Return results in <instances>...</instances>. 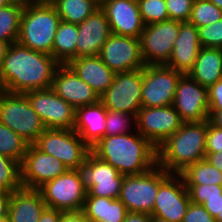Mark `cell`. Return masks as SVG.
Instances as JSON below:
<instances>
[{
    "instance_id": "34",
    "label": "cell",
    "mask_w": 222,
    "mask_h": 222,
    "mask_svg": "<svg viewBox=\"0 0 222 222\" xmlns=\"http://www.w3.org/2000/svg\"><path fill=\"white\" fill-rule=\"evenodd\" d=\"M222 18V10L209 0H194L189 23L197 28L211 25Z\"/></svg>"
},
{
    "instance_id": "49",
    "label": "cell",
    "mask_w": 222,
    "mask_h": 222,
    "mask_svg": "<svg viewBox=\"0 0 222 222\" xmlns=\"http://www.w3.org/2000/svg\"><path fill=\"white\" fill-rule=\"evenodd\" d=\"M209 122L219 128L222 129V110L221 111H209Z\"/></svg>"
},
{
    "instance_id": "46",
    "label": "cell",
    "mask_w": 222,
    "mask_h": 222,
    "mask_svg": "<svg viewBox=\"0 0 222 222\" xmlns=\"http://www.w3.org/2000/svg\"><path fill=\"white\" fill-rule=\"evenodd\" d=\"M124 222H152V216L146 213L128 212Z\"/></svg>"
},
{
    "instance_id": "45",
    "label": "cell",
    "mask_w": 222,
    "mask_h": 222,
    "mask_svg": "<svg viewBox=\"0 0 222 222\" xmlns=\"http://www.w3.org/2000/svg\"><path fill=\"white\" fill-rule=\"evenodd\" d=\"M62 211L46 207L38 222H59Z\"/></svg>"
},
{
    "instance_id": "1",
    "label": "cell",
    "mask_w": 222,
    "mask_h": 222,
    "mask_svg": "<svg viewBox=\"0 0 222 222\" xmlns=\"http://www.w3.org/2000/svg\"><path fill=\"white\" fill-rule=\"evenodd\" d=\"M59 65L50 54L16 42L9 46L3 58L0 80L4 90L11 93L48 89Z\"/></svg>"
},
{
    "instance_id": "4",
    "label": "cell",
    "mask_w": 222,
    "mask_h": 222,
    "mask_svg": "<svg viewBox=\"0 0 222 222\" xmlns=\"http://www.w3.org/2000/svg\"><path fill=\"white\" fill-rule=\"evenodd\" d=\"M61 22L51 3L24 5L18 43L52 56L54 36Z\"/></svg>"
},
{
    "instance_id": "29",
    "label": "cell",
    "mask_w": 222,
    "mask_h": 222,
    "mask_svg": "<svg viewBox=\"0 0 222 222\" xmlns=\"http://www.w3.org/2000/svg\"><path fill=\"white\" fill-rule=\"evenodd\" d=\"M62 21L80 24L100 7L96 0H52Z\"/></svg>"
},
{
    "instance_id": "14",
    "label": "cell",
    "mask_w": 222,
    "mask_h": 222,
    "mask_svg": "<svg viewBox=\"0 0 222 222\" xmlns=\"http://www.w3.org/2000/svg\"><path fill=\"white\" fill-rule=\"evenodd\" d=\"M46 129H73L76 109L51 88L25 93Z\"/></svg>"
},
{
    "instance_id": "42",
    "label": "cell",
    "mask_w": 222,
    "mask_h": 222,
    "mask_svg": "<svg viewBox=\"0 0 222 222\" xmlns=\"http://www.w3.org/2000/svg\"><path fill=\"white\" fill-rule=\"evenodd\" d=\"M209 111L222 110V78L208 88Z\"/></svg>"
},
{
    "instance_id": "9",
    "label": "cell",
    "mask_w": 222,
    "mask_h": 222,
    "mask_svg": "<svg viewBox=\"0 0 222 222\" xmlns=\"http://www.w3.org/2000/svg\"><path fill=\"white\" fill-rule=\"evenodd\" d=\"M46 207L62 212L80 211L84 206L87 189L81 184L75 169H68L38 189Z\"/></svg>"
},
{
    "instance_id": "43",
    "label": "cell",
    "mask_w": 222,
    "mask_h": 222,
    "mask_svg": "<svg viewBox=\"0 0 222 222\" xmlns=\"http://www.w3.org/2000/svg\"><path fill=\"white\" fill-rule=\"evenodd\" d=\"M202 205L216 222H222V194L221 197L207 198V201Z\"/></svg>"
},
{
    "instance_id": "52",
    "label": "cell",
    "mask_w": 222,
    "mask_h": 222,
    "mask_svg": "<svg viewBox=\"0 0 222 222\" xmlns=\"http://www.w3.org/2000/svg\"><path fill=\"white\" fill-rule=\"evenodd\" d=\"M214 5H216L220 10H222V0H209Z\"/></svg>"
},
{
    "instance_id": "41",
    "label": "cell",
    "mask_w": 222,
    "mask_h": 222,
    "mask_svg": "<svg viewBox=\"0 0 222 222\" xmlns=\"http://www.w3.org/2000/svg\"><path fill=\"white\" fill-rule=\"evenodd\" d=\"M222 151V129L213 126L207 120L206 153Z\"/></svg>"
},
{
    "instance_id": "55",
    "label": "cell",
    "mask_w": 222,
    "mask_h": 222,
    "mask_svg": "<svg viewBox=\"0 0 222 222\" xmlns=\"http://www.w3.org/2000/svg\"><path fill=\"white\" fill-rule=\"evenodd\" d=\"M152 222H170V221L164 220V219H159V218H156V217H152Z\"/></svg>"
},
{
    "instance_id": "37",
    "label": "cell",
    "mask_w": 222,
    "mask_h": 222,
    "mask_svg": "<svg viewBox=\"0 0 222 222\" xmlns=\"http://www.w3.org/2000/svg\"><path fill=\"white\" fill-rule=\"evenodd\" d=\"M197 29L201 47L222 49V18L211 25Z\"/></svg>"
},
{
    "instance_id": "26",
    "label": "cell",
    "mask_w": 222,
    "mask_h": 222,
    "mask_svg": "<svg viewBox=\"0 0 222 222\" xmlns=\"http://www.w3.org/2000/svg\"><path fill=\"white\" fill-rule=\"evenodd\" d=\"M188 75L207 89L215 84L222 78V49L202 47Z\"/></svg>"
},
{
    "instance_id": "54",
    "label": "cell",
    "mask_w": 222,
    "mask_h": 222,
    "mask_svg": "<svg viewBox=\"0 0 222 222\" xmlns=\"http://www.w3.org/2000/svg\"><path fill=\"white\" fill-rule=\"evenodd\" d=\"M0 222H10L9 216H0Z\"/></svg>"
},
{
    "instance_id": "33",
    "label": "cell",
    "mask_w": 222,
    "mask_h": 222,
    "mask_svg": "<svg viewBox=\"0 0 222 222\" xmlns=\"http://www.w3.org/2000/svg\"><path fill=\"white\" fill-rule=\"evenodd\" d=\"M21 188L20 163L0 155V191L12 193Z\"/></svg>"
},
{
    "instance_id": "13",
    "label": "cell",
    "mask_w": 222,
    "mask_h": 222,
    "mask_svg": "<svg viewBox=\"0 0 222 222\" xmlns=\"http://www.w3.org/2000/svg\"><path fill=\"white\" fill-rule=\"evenodd\" d=\"M183 124L173 105L141 107L136 116V131L156 148L172 136Z\"/></svg>"
},
{
    "instance_id": "24",
    "label": "cell",
    "mask_w": 222,
    "mask_h": 222,
    "mask_svg": "<svg viewBox=\"0 0 222 222\" xmlns=\"http://www.w3.org/2000/svg\"><path fill=\"white\" fill-rule=\"evenodd\" d=\"M67 65L86 82L99 97L112 84L115 73L102 61L99 55L82 56L70 60Z\"/></svg>"
},
{
    "instance_id": "51",
    "label": "cell",
    "mask_w": 222,
    "mask_h": 222,
    "mask_svg": "<svg viewBox=\"0 0 222 222\" xmlns=\"http://www.w3.org/2000/svg\"><path fill=\"white\" fill-rule=\"evenodd\" d=\"M15 2H19L23 5L27 4H46V3H51L52 0H13Z\"/></svg>"
},
{
    "instance_id": "23",
    "label": "cell",
    "mask_w": 222,
    "mask_h": 222,
    "mask_svg": "<svg viewBox=\"0 0 222 222\" xmlns=\"http://www.w3.org/2000/svg\"><path fill=\"white\" fill-rule=\"evenodd\" d=\"M107 108L99 100L76 108L74 130L91 148L105 135Z\"/></svg>"
},
{
    "instance_id": "36",
    "label": "cell",
    "mask_w": 222,
    "mask_h": 222,
    "mask_svg": "<svg viewBox=\"0 0 222 222\" xmlns=\"http://www.w3.org/2000/svg\"><path fill=\"white\" fill-rule=\"evenodd\" d=\"M145 25L170 20L165 0H137Z\"/></svg>"
},
{
    "instance_id": "40",
    "label": "cell",
    "mask_w": 222,
    "mask_h": 222,
    "mask_svg": "<svg viewBox=\"0 0 222 222\" xmlns=\"http://www.w3.org/2000/svg\"><path fill=\"white\" fill-rule=\"evenodd\" d=\"M183 222H216L203 205L190 202Z\"/></svg>"
},
{
    "instance_id": "53",
    "label": "cell",
    "mask_w": 222,
    "mask_h": 222,
    "mask_svg": "<svg viewBox=\"0 0 222 222\" xmlns=\"http://www.w3.org/2000/svg\"><path fill=\"white\" fill-rule=\"evenodd\" d=\"M12 2L13 0H0V7L6 6Z\"/></svg>"
},
{
    "instance_id": "48",
    "label": "cell",
    "mask_w": 222,
    "mask_h": 222,
    "mask_svg": "<svg viewBox=\"0 0 222 222\" xmlns=\"http://www.w3.org/2000/svg\"><path fill=\"white\" fill-rule=\"evenodd\" d=\"M205 159L222 172V151L218 153H206Z\"/></svg>"
},
{
    "instance_id": "50",
    "label": "cell",
    "mask_w": 222,
    "mask_h": 222,
    "mask_svg": "<svg viewBox=\"0 0 222 222\" xmlns=\"http://www.w3.org/2000/svg\"><path fill=\"white\" fill-rule=\"evenodd\" d=\"M9 46L10 44L8 42L0 39V69H1V64L3 62V58L6 56Z\"/></svg>"
},
{
    "instance_id": "8",
    "label": "cell",
    "mask_w": 222,
    "mask_h": 222,
    "mask_svg": "<svg viewBox=\"0 0 222 222\" xmlns=\"http://www.w3.org/2000/svg\"><path fill=\"white\" fill-rule=\"evenodd\" d=\"M33 144L56 157L68 169H76L91 151L74 129H46Z\"/></svg>"
},
{
    "instance_id": "32",
    "label": "cell",
    "mask_w": 222,
    "mask_h": 222,
    "mask_svg": "<svg viewBox=\"0 0 222 222\" xmlns=\"http://www.w3.org/2000/svg\"><path fill=\"white\" fill-rule=\"evenodd\" d=\"M29 143L9 127L0 123V155L22 162Z\"/></svg>"
},
{
    "instance_id": "38",
    "label": "cell",
    "mask_w": 222,
    "mask_h": 222,
    "mask_svg": "<svg viewBox=\"0 0 222 222\" xmlns=\"http://www.w3.org/2000/svg\"><path fill=\"white\" fill-rule=\"evenodd\" d=\"M192 203L202 205L207 198L221 197L222 185H186Z\"/></svg>"
},
{
    "instance_id": "57",
    "label": "cell",
    "mask_w": 222,
    "mask_h": 222,
    "mask_svg": "<svg viewBox=\"0 0 222 222\" xmlns=\"http://www.w3.org/2000/svg\"><path fill=\"white\" fill-rule=\"evenodd\" d=\"M99 4L102 2V1H104V0H96Z\"/></svg>"
},
{
    "instance_id": "47",
    "label": "cell",
    "mask_w": 222,
    "mask_h": 222,
    "mask_svg": "<svg viewBox=\"0 0 222 222\" xmlns=\"http://www.w3.org/2000/svg\"><path fill=\"white\" fill-rule=\"evenodd\" d=\"M11 193L0 191V216H9V202Z\"/></svg>"
},
{
    "instance_id": "21",
    "label": "cell",
    "mask_w": 222,
    "mask_h": 222,
    "mask_svg": "<svg viewBox=\"0 0 222 222\" xmlns=\"http://www.w3.org/2000/svg\"><path fill=\"white\" fill-rule=\"evenodd\" d=\"M77 26L76 58L99 55L111 34L109 22L103 10L99 7Z\"/></svg>"
},
{
    "instance_id": "22",
    "label": "cell",
    "mask_w": 222,
    "mask_h": 222,
    "mask_svg": "<svg viewBox=\"0 0 222 222\" xmlns=\"http://www.w3.org/2000/svg\"><path fill=\"white\" fill-rule=\"evenodd\" d=\"M201 48L197 27L189 22H180L179 34L166 66L188 74Z\"/></svg>"
},
{
    "instance_id": "35",
    "label": "cell",
    "mask_w": 222,
    "mask_h": 222,
    "mask_svg": "<svg viewBox=\"0 0 222 222\" xmlns=\"http://www.w3.org/2000/svg\"><path fill=\"white\" fill-rule=\"evenodd\" d=\"M105 125L106 130L104 136L131 133L136 129V117L126 112L107 110Z\"/></svg>"
},
{
    "instance_id": "3",
    "label": "cell",
    "mask_w": 222,
    "mask_h": 222,
    "mask_svg": "<svg viewBox=\"0 0 222 222\" xmlns=\"http://www.w3.org/2000/svg\"><path fill=\"white\" fill-rule=\"evenodd\" d=\"M207 120L183 122L181 127L157 147V165L170 174H180L206 157Z\"/></svg>"
},
{
    "instance_id": "7",
    "label": "cell",
    "mask_w": 222,
    "mask_h": 222,
    "mask_svg": "<svg viewBox=\"0 0 222 222\" xmlns=\"http://www.w3.org/2000/svg\"><path fill=\"white\" fill-rule=\"evenodd\" d=\"M75 170L81 184L87 189V196L119 198L125 175L91 151Z\"/></svg>"
},
{
    "instance_id": "17",
    "label": "cell",
    "mask_w": 222,
    "mask_h": 222,
    "mask_svg": "<svg viewBox=\"0 0 222 222\" xmlns=\"http://www.w3.org/2000/svg\"><path fill=\"white\" fill-rule=\"evenodd\" d=\"M21 184L23 188L39 189L46 182L65 173L68 168L56 157L40 151L29 144L20 163Z\"/></svg>"
},
{
    "instance_id": "6",
    "label": "cell",
    "mask_w": 222,
    "mask_h": 222,
    "mask_svg": "<svg viewBox=\"0 0 222 222\" xmlns=\"http://www.w3.org/2000/svg\"><path fill=\"white\" fill-rule=\"evenodd\" d=\"M170 175L159 165L149 171L125 176L119 199L128 212L152 214L159 185Z\"/></svg>"
},
{
    "instance_id": "30",
    "label": "cell",
    "mask_w": 222,
    "mask_h": 222,
    "mask_svg": "<svg viewBox=\"0 0 222 222\" xmlns=\"http://www.w3.org/2000/svg\"><path fill=\"white\" fill-rule=\"evenodd\" d=\"M24 5L13 1L0 7V39L10 45L18 41Z\"/></svg>"
},
{
    "instance_id": "11",
    "label": "cell",
    "mask_w": 222,
    "mask_h": 222,
    "mask_svg": "<svg viewBox=\"0 0 222 222\" xmlns=\"http://www.w3.org/2000/svg\"><path fill=\"white\" fill-rule=\"evenodd\" d=\"M183 73L166 65H146L143 68L142 107L173 105L178 81Z\"/></svg>"
},
{
    "instance_id": "28",
    "label": "cell",
    "mask_w": 222,
    "mask_h": 222,
    "mask_svg": "<svg viewBox=\"0 0 222 222\" xmlns=\"http://www.w3.org/2000/svg\"><path fill=\"white\" fill-rule=\"evenodd\" d=\"M78 37L77 24L62 21L54 36L52 57L59 64H67L76 58V42Z\"/></svg>"
},
{
    "instance_id": "16",
    "label": "cell",
    "mask_w": 222,
    "mask_h": 222,
    "mask_svg": "<svg viewBox=\"0 0 222 222\" xmlns=\"http://www.w3.org/2000/svg\"><path fill=\"white\" fill-rule=\"evenodd\" d=\"M190 202L183 177L170 174L159 185L151 216L170 222H183Z\"/></svg>"
},
{
    "instance_id": "2",
    "label": "cell",
    "mask_w": 222,
    "mask_h": 222,
    "mask_svg": "<svg viewBox=\"0 0 222 222\" xmlns=\"http://www.w3.org/2000/svg\"><path fill=\"white\" fill-rule=\"evenodd\" d=\"M90 150L125 176L145 173L157 165V148L136 129L131 133L104 136Z\"/></svg>"
},
{
    "instance_id": "44",
    "label": "cell",
    "mask_w": 222,
    "mask_h": 222,
    "mask_svg": "<svg viewBox=\"0 0 222 222\" xmlns=\"http://www.w3.org/2000/svg\"><path fill=\"white\" fill-rule=\"evenodd\" d=\"M59 222H91L83 213L80 211L62 212Z\"/></svg>"
},
{
    "instance_id": "12",
    "label": "cell",
    "mask_w": 222,
    "mask_h": 222,
    "mask_svg": "<svg viewBox=\"0 0 222 222\" xmlns=\"http://www.w3.org/2000/svg\"><path fill=\"white\" fill-rule=\"evenodd\" d=\"M180 21L167 20L145 25L141 33V54L146 65H166L179 34Z\"/></svg>"
},
{
    "instance_id": "19",
    "label": "cell",
    "mask_w": 222,
    "mask_h": 222,
    "mask_svg": "<svg viewBox=\"0 0 222 222\" xmlns=\"http://www.w3.org/2000/svg\"><path fill=\"white\" fill-rule=\"evenodd\" d=\"M113 34L140 38L143 23L137 0H104L100 3Z\"/></svg>"
},
{
    "instance_id": "10",
    "label": "cell",
    "mask_w": 222,
    "mask_h": 222,
    "mask_svg": "<svg viewBox=\"0 0 222 222\" xmlns=\"http://www.w3.org/2000/svg\"><path fill=\"white\" fill-rule=\"evenodd\" d=\"M143 69L116 73L112 84L100 96L107 110L126 112L137 116L141 105Z\"/></svg>"
},
{
    "instance_id": "56",
    "label": "cell",
    "mask_w": 222,
    "mask_h": 222,
    "mask_svg": "<svg viewBox=\"0 0 222 222\" xmlns=\"http://www.w3.org/2000/svg\"><path fill=\"white\" fill-rule=\"evenodd\" d=\"M4 91L5 90H4L1 80H0V96L3 94Z\"/></svg>"
},
{
    "instance_id": "18",
    "label": "cell",
    "mask_w": 222,
    "mask_h": 222,
    "mask_svg": "<svg viewBox=\"0 0 222 222\" xmlns=\"http://www.w3.org/2000/svg\"><path fill=\"white\" fill-rule=\"evenodd\" d=\"M173 107L183 122L209 120L208 89L183 74L177 84Z\"/></svg>"
},
{
    "instance_id": "15",
    "label": "cell",
    "mask_w": 222,
    "mask_h": 222,
    "mask_svg": "<svg viewBox=\"0 0 222 222\" xmlns=\"http://www.w3.org/2000/svg\"><path fill=\"white\" fill-rule=\"evenodd\" d=\"M104 64L115 74L143 69L140 38L111 33L99 54Z\"/></svg>"
},
{
    "instance_id": "31",
    "label": "cell",
    "mask_w": 222,
    "mask_h": 222,
    "mask_svg": "<svg viewBox=\"0 0 222 222\" xmlns=\"http://www.w3.org/2000/svg\"><path fill=\"white\" fill-rule=\"evenodd\" d=\"M180 175L185 185H222V172L206 159L191 164Z\"/></svg>"
},
{
    "instance_id": "5",
    "label": "cell",
    "mask_w": 222,
    "mask_h": 222,
    "mask_svg": "<svg viewBox=\"0 0 222 222\" xmlns=\"http://www.w3.org/2000/svg\"><path fill=\"white\" fill-rule=\"evenodd\" d=\"M0 123L29 144H33L46 130L25 93L3 92L0 96Z\"/></svg>"
},
{
    "instance_id": "27",
    "label": "cell",
    "mask_w": 222,
    "mask_h": 222,
    "mask_svg": "<svg viewBox=\"0 0 222 222\" xmlns=\"http://www.w3.org/2000/svg\"><path fill=\"white\" fill-rule=\"evenodd\" d=\"M82 211L91 222H124L128 213L119 198L96 196H86Z\"/></svg>"
},
{
    "instance_id": "20",
    "label": "cell",
    "mask_w": 222,
    "mask_h": 222,
    "mask_svg": "<svg viewBox=\"0 0 222 222\" xmlns=\"http://www.w3.org/2000/svg\"><path fill=\"white\" fill-rule=\"evenodd\" d=\"M51 89L75 109L100 100L99 95L67 64H60L56 68Z\"/></svg>"
},
{
    "instance_id": "39",
    "label": "cell",
    "mask_w": 222,
    "mask_h": 222,
    "mask_svg": "<svg viewBox=\"0 0 222 222\" xmlns=\"http://www.w3.org/2000/svg\"><path fill=\"white\" fill-rule=\"evenodd\" d=\"M170 20L188 22L194 0H165Z\"/></svg>"
},
{
    "instance_id": "25",
    "label": "cell",
    "mask_w": 222,
    "mask_h": 222,
    "mask_svg": "<svg viewBox=\"0 0 222 222\" xmlns=\"http://www.w3.org/2000/svg\"><path fill=\"white\" fill-rule=\"evenodd\" d=\"M45 208L39 190L22 187L11 193L8 211L10 222H38Z\"/></svg>"
}]
</instances>
